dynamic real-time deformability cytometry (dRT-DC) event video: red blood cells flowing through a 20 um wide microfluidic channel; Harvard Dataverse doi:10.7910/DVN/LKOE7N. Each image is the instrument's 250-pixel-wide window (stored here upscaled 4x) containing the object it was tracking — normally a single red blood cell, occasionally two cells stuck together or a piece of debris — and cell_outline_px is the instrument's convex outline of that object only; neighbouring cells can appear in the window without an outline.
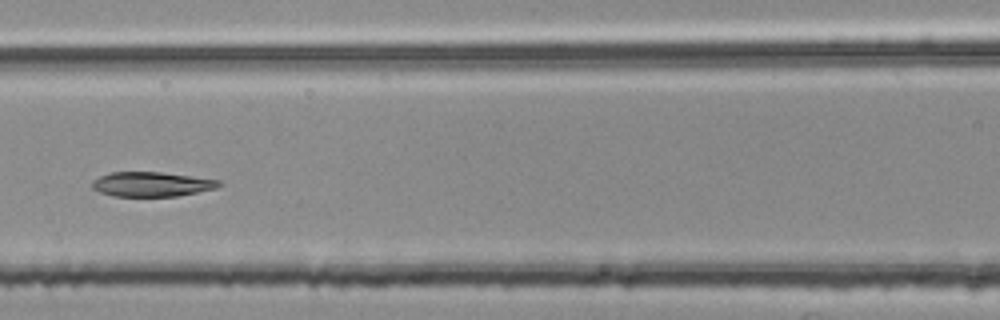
{"species": "common noctule bat (a hibernating species)", "species_latin": "Nyctalus noctula", "temperature_condition": "room temperature", "stored_images_in_passage": 51, "segment_of_instrument_passage": [2, 2], "camera_frame_rate_fps": 3000, "um_per_image_px": 0.085, "animal": {"sex": "female", "body_mass_g": 25.1}, "frame": {"image": 1, "passage_image": 23, "time_ms": 7.333, "image_size_px": [1000, 320], "cell_outline_px": [[224, 184], [216, 188], [176, 196], [112, 196], [100, 192], [92, 188], [92, 180], [100, 176], [112, 172], [160, 172], [220, 180]], "centroid_in_image_um": [12.88, 15.66], "position_along_channel_um": 153.7, "area_um2": 18.09}}
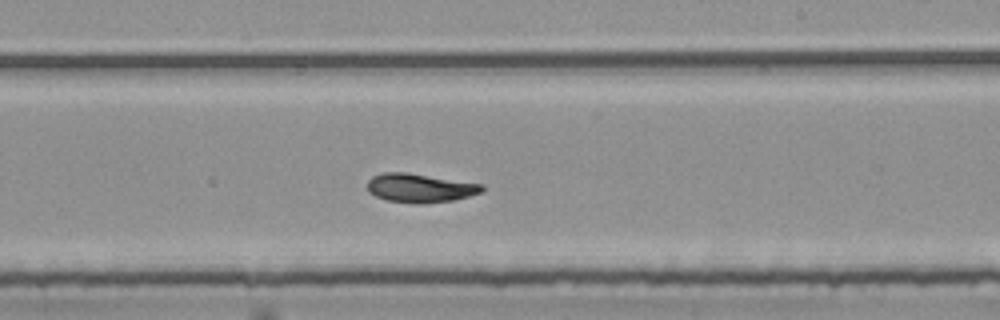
{"frame": {"image": 2, "passage_image": 31, "time_ms": 10.0, "image_size_px": [1000, 320], "cell_outline_px": [[484, 188], [480, 192], [468, 196], [452, 200], [420, 204], [416, 204], [384, 200], [368, 192], [368, 180], [372, 176], [384, 172], [404, 172], [484, 184]], "centroid_in_image_um": [35.66, 15.98], "position_along_channel_um": 253.3, "area_um2": 19.19}}
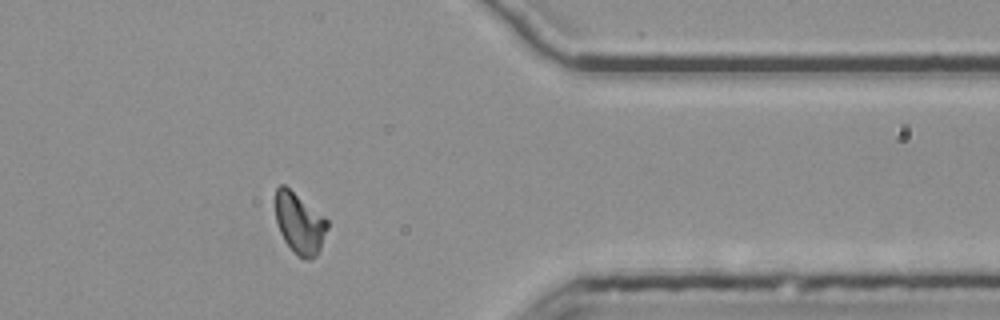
{"frame": {"image": 3, "passage_image": 43, "time_ms": 14.0, "image_size_px": [1000, 320], "cell_outline_px": [[328, 228], [320, 248], [316, 256], [312, 260], [304, 260], [296, 256], [284, 240], [280, 232], [276, 220], [276, 188], [280, 184], [284, 184], [324, 216], [328, 220]], "centroid_in_image_um": [25.47, 19.01], "position_along_channel_um": 385.9, "area_um2": 18.5}}